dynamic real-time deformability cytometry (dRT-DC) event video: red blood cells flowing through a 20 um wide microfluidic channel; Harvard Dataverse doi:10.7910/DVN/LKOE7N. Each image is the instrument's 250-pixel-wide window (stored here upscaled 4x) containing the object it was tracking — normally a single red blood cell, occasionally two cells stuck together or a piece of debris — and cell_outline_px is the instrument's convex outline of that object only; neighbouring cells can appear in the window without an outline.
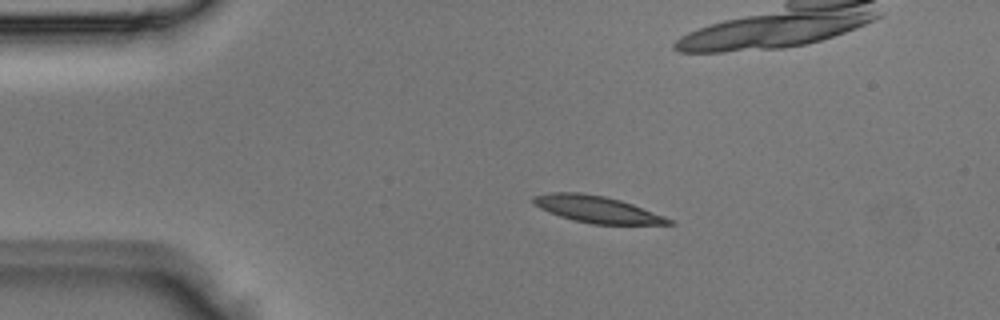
{"species": "Egyptian fruit bat (a non-hibernating species)", "species_latin": "Rousettus aegyptiacus", "temperature_condition": "room temperature", "stored_images_in_passage": 3, "camera_frame_rate_fps": 3000, "um_per_image_px": 0.085, "animal": {"sex": "male"}, "frame": {"image": 1, "passage_image": 1, "time_ms": 0.0, "image_size_px": [1000, 320], "cell_outline_px": [[676, 224], [592, 224], [560, 216], [540, 208], [532, 200], [532, 196], [552, 192], [580, 192], [604, 196], [620, 200], [632, 204], [664, 216], [672, 220]], "centroid_in_image_um": [50.74, 17.78], "position_along_channel_um": 34.3, "area_um2": 20.75}}